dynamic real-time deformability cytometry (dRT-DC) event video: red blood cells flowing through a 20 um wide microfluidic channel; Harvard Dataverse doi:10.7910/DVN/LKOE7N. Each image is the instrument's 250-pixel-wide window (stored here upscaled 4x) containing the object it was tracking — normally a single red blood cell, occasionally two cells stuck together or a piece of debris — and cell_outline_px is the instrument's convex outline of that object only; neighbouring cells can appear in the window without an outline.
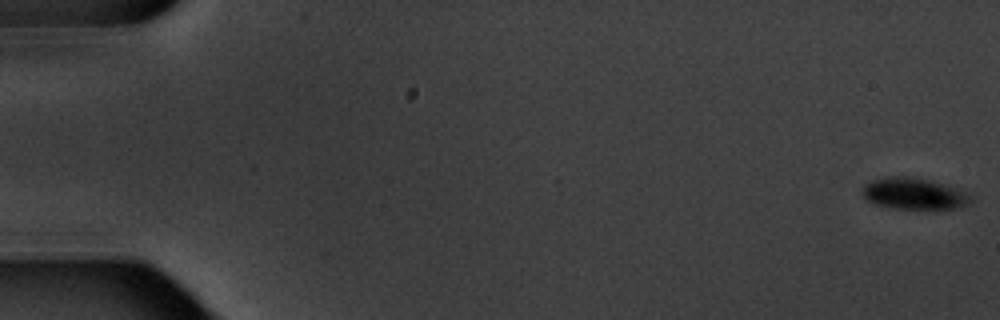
{"species": "common noctule bat (a hibernating species)", "species_latin": "Nyctalus noctula", "temperature_condition": "warm", "stored_images_in_passage": 8, "camera_frame_rate_fps": 3000, "um_per_image_px": 0.085, "animal": {"sex": "male", "body_mass_g": 20.1, "forearm_length_mm": 53.5}, "frame": {"image": 1, "passage_image": 1, "time_ms": 0.0, "image_size_px": [1000, 320], "cell_outline_px": [[972, 200], [968, 204], [960, 208], [892, 208], [872, 204], [860, 192], [864, 184], [872, 180], [888, 176], [904, 176], [928, 180], [944, 184], [964, 192], [972, 196]], "centroid_in_image_um": [77.63, 16.46], "position_along_channel_um": 7.4, "area_um2": 19.71}}
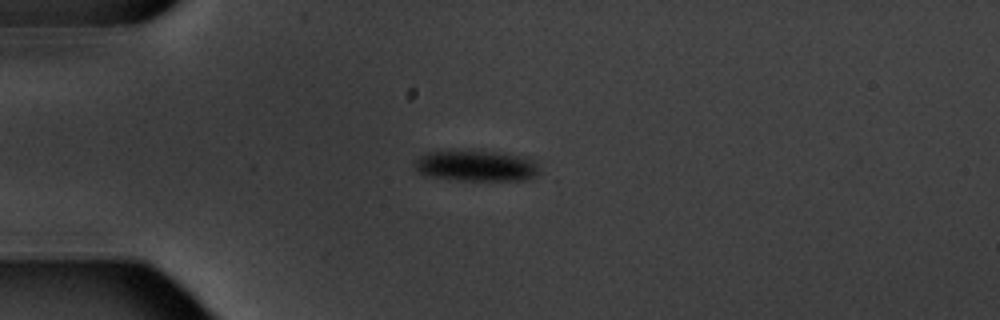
{"frame": {"image": 2, "passage_image": 5, "time_ms": 5.0, "image_size_px": [1000, 320], "cell_outline_px": [[540, 172], [536, 176], [524, 180], [460, 180], [424, 176], [416, 168], [412, 160], [428, 152], [492, 152], [524, 156], [536, 160]], "centroid_in_image_um": [40.5, 14.12], "position_along_channel_um": 44.5, "area_um2": 22.25}}